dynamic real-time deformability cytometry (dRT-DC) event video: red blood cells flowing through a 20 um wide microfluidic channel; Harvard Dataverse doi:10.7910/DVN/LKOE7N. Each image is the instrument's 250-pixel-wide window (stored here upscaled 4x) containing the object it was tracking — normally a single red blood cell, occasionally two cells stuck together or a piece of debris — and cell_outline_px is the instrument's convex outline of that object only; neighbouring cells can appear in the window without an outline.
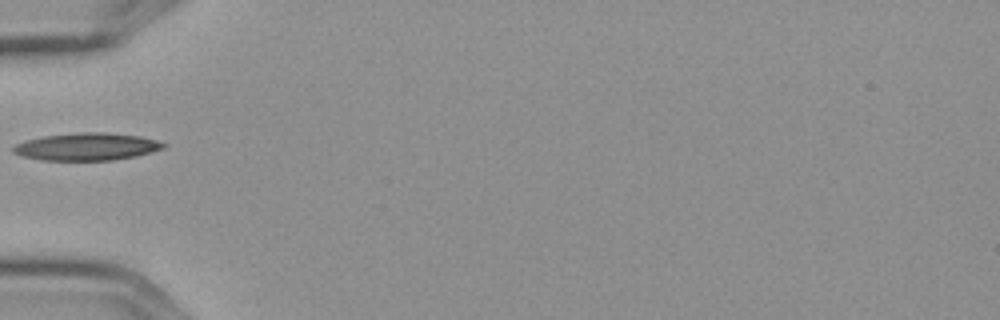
{"species": "Egyptian fruit bat (a non-hibernating species)", "species_latin": "Rousettus aegyptiacus", "temperature_condition": "cold", "stored_images_in_passage": 5, "camera_frame_rate_fps": 3000, "um_per_image_px": 0.085, "frame": {"image": 1, "passage_image": 5, "time_ms": 1.333, "image_size_px": [1000, 320], "cell_outline_px": [[168, 144], [164, 148], [136, 156], [112, 160], [44, 160], [20, 156], [12, 152], [12, 148], [16, 144], [28, 140], [44, 136], [80, 132], [104, 132], [140, 136], [156, 140]], "centroid_in_image_um": [7.38, 12.47], "position_along_channel_um": 77.6, "area_um2": 23.93}}